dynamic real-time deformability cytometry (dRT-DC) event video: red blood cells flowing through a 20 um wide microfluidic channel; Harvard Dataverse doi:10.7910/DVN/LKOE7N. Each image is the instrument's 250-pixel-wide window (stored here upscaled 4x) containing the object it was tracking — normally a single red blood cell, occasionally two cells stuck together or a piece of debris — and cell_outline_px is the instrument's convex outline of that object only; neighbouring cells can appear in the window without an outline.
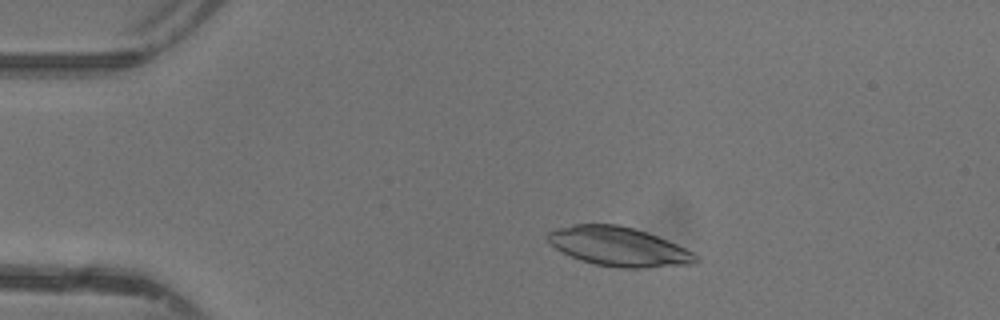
{"species": "common noctule bat (a hibernating species)", "species_latin": "Nyctalus noctula", "temperature_condition": "warm", "stored_images_in_passage": 44, "camera_frame_rate_fps": 3000, "um_per_image_px": 0.085, "animal": {"sex": "female"}, "frame": {"image": 1, "passage_image": 6, "time_ms": 1.667, "image_size_px": [1000, 320], "cell_outline_px": [[700, 260], [696, 264], [648, 268], [616, 268], [596, 264], [580, 260], [556, 248], [544, 236], [548, 232], [556, 228], [576, 224], [616, 224], [632, 228], [656, 236], [676, 244], [700, 256]], "centroid_in_image_um": [52.61, 20.98], "position_along_channel_um": 32.4, "area_um2": 33.7}}
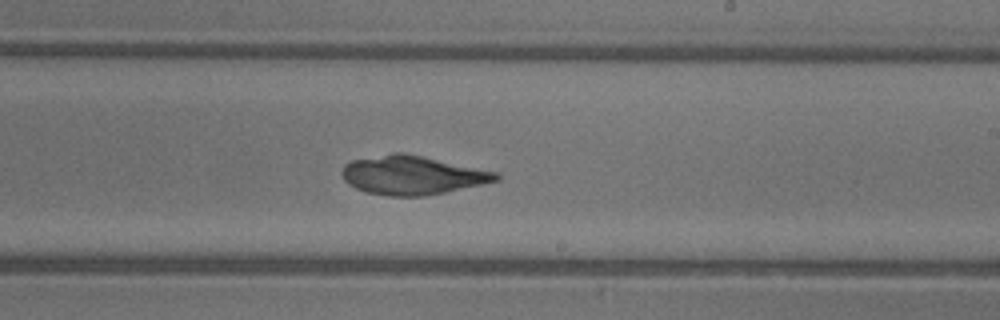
{"frame": {"image": 2, "passage_image": 25, "time_ms": 8.0, "image_size_px": [1000, 320], "cell_outline_px": [[500, 180], [444, 192], [424, 196], [388, 196], [364, 192], [348, 184], [344, 180], [340, 172], [344, 164], [352, 160], [392, 152], [404, 152], [500, 172]], "centroid_in_image_um": [35.03, 14.88], "position_along_channel_um": 254.0, "area_um2": 35.14}}
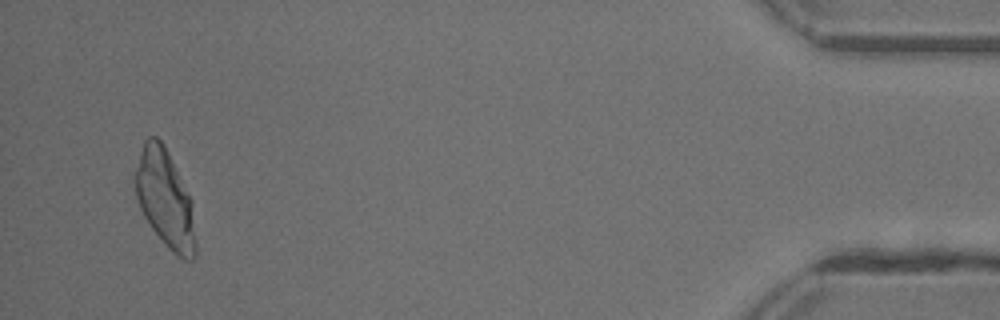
{"frame": {"image": 3, "passage_image": 42, "time_ms": 13.667, "image_size_px": [1000, 320], "cell_outline_px": [[196, 256], [192, 260], [184, 260], [172, 252], [168, 248], [152, 228], [144, 216], [140, 208], [136, 196], [136, 168], [140, 152], [144, 140], [148, 136], [156, 136], [164, 144], [192, 200], [196, 244]], "centroid_in_image_um": [14.05, 16.92], "position_along_channel_um": 421.1, "area_um2": 34.22}}